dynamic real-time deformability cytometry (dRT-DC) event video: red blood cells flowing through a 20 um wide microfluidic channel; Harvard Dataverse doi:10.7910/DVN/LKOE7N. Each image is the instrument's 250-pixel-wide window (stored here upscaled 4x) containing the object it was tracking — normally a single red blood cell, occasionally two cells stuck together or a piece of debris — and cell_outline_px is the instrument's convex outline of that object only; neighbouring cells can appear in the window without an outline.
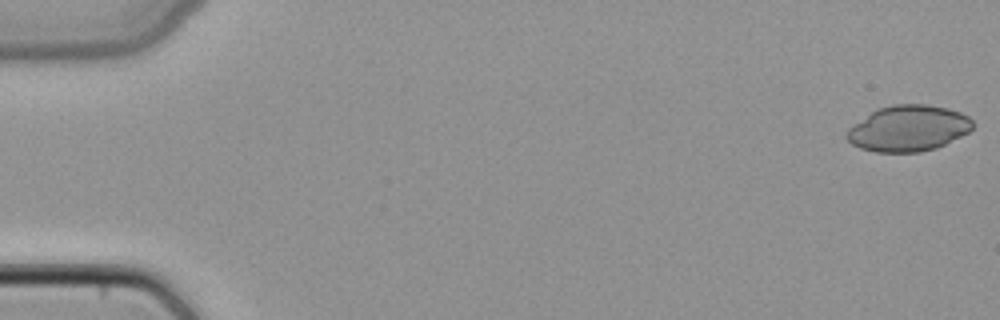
{"species": "common noctule bat (a hibernating species)", "species_latin": "Nyctalus noctula", "temperature_condition": "cold", "stored_images_in_passage": 49, "camera_frame_rate_fps": 3000, "um_per_image_px": 0.085, "animal": {"sex": "female", "body_mass_g": 22.7, "forearm_length_mm": 54.2}, "frame": {"image": 1, "passage_image": 1, "time_ms": 0.0, "image_size_px": [1000, 320], "cell_outline_px": [[972, 128], [968, 132], [936, 148], [920, 152], [876, 152], [860, 148], [852, 144], [844, 136], [848, 128], [876, 108], [892, 104], [928, 104], [948, 108], [960, 112], [968, 116], [972, 120]], "centroid_in_image_um": [77.17, 10.9], "position_along_channel_um": 7.8, "area_um2": 33.81}}